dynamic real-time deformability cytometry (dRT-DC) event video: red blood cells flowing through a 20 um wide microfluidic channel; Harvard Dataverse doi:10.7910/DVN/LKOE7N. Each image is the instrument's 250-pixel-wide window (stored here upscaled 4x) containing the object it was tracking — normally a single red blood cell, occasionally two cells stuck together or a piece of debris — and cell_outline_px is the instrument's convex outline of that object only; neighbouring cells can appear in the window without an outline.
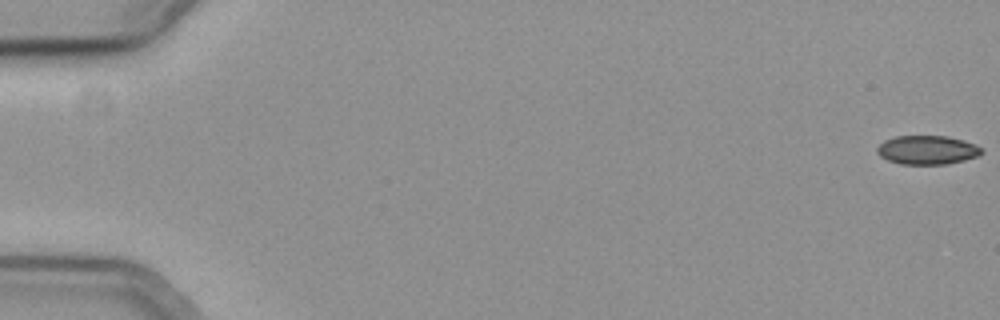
{"species": "common noctule bat (a hibernating species)", "species_latin": "Nyctalus noctula", "temperature_condition": "cold", "stored_images_in_passage": 57, "camera_frame_rate_fps": 3000, "um_per_image_px": 0.085, "animal": {"sex": "female", "body_mass_g": 19.3, "forearm_length_mm": 54.1}, "frame": {"image": 1, "passage_image": 1, "time_ms": 0.0, "image_size_px": [1000, 320], "cell_outline_px": [[984, 152], [980, 156], [948, 164], [900, 164], [888, 160], [880, 156], [876, 152], [876, 148], [884, 140], [896, 136], [948, 136], [964, 140], [976, 144]], "centroid_in_image_um": [78.83, 12.75], "position_along_channel_um": 6.2, "area_um2": 17.74}}
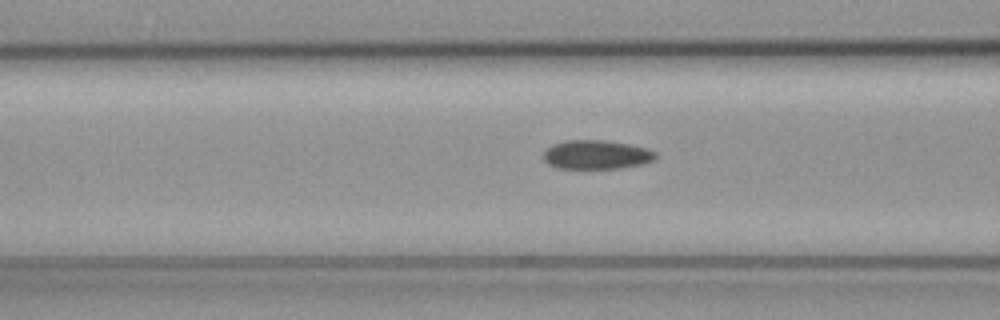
{"frame": {"image": 2, "passage_image": 24, "time_ms": 7.667, "image_size_px": [1000, 320], "cell_outline_px": [[656, 160], [640, 164], [620, 168], [556, 168], [548, 164], [544, 160], [544, 152], [552, 144], [564, 140], [604, 140], [628, 144], [648, 148], [656, 152]], "centroid_in_image_um": [50.7, 13.14], "position_along_channel_um": 115.9, "area_um2": 18.96}}
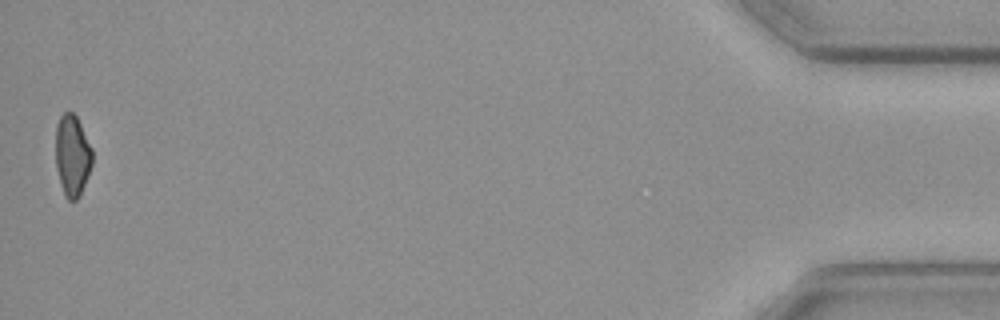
{"frame": {"image": 3, "passage_image": 57, "time_ms": 18.667, "image_size_px": [1000, 320], "cell_outline_px": [[92, 164], [80, 196], [76, 200], [68, 200], [64, 196], [60, 184], [56, 168], [56, 124], [60, 116], [64, 112], [72, 112], [76, 116], [92, 148]], "centroid_in_image_um": [6.13, 13.23], "position_along_channel_um": 429.1, "area_um2": 17.4}}